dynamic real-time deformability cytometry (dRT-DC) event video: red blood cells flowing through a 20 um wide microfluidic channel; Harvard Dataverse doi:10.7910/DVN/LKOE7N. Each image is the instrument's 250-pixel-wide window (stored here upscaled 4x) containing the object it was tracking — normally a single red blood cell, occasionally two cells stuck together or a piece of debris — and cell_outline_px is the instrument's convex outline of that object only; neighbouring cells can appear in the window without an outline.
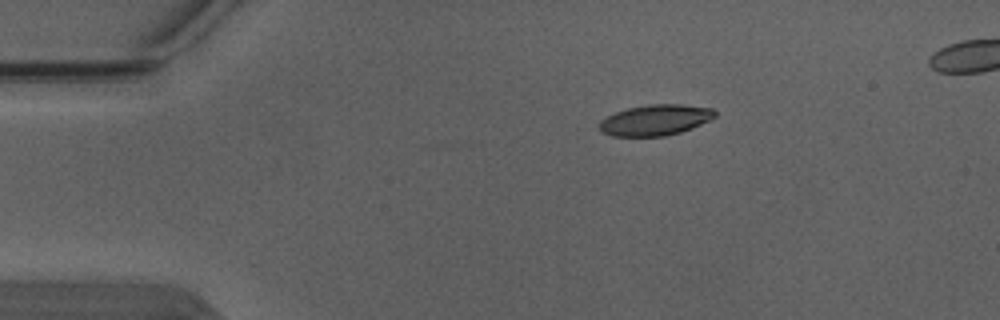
{"species": "Egyptian fruit bat (a non-hibernating species)", "species_latin": "Rousettus aegyptiacus", "temperature_condition": "warm", "stored_images_in_passage": 5, "camera_frame_rate_fps": 3000, "um_per_image_px": 0.085, "animal": {"sex": "male"}, "frame": {"image": 1, "passage_image": 1, "time_ms": 0.0, "image_size_px": [1000, 320], "cell_outline_px": [[716, 116], [692, 128], [680, 132], [664, 136], [612, 136], [600, 132], [596, 124], [600, 120], [616, 112], [628, 108], [648, 104], [684, 104], [712, 108], [716, 112]], "centroid_in_image_um": [55.66, 10.2], "position_along_channel_um": 29.3, "area_um2": 20.87}}